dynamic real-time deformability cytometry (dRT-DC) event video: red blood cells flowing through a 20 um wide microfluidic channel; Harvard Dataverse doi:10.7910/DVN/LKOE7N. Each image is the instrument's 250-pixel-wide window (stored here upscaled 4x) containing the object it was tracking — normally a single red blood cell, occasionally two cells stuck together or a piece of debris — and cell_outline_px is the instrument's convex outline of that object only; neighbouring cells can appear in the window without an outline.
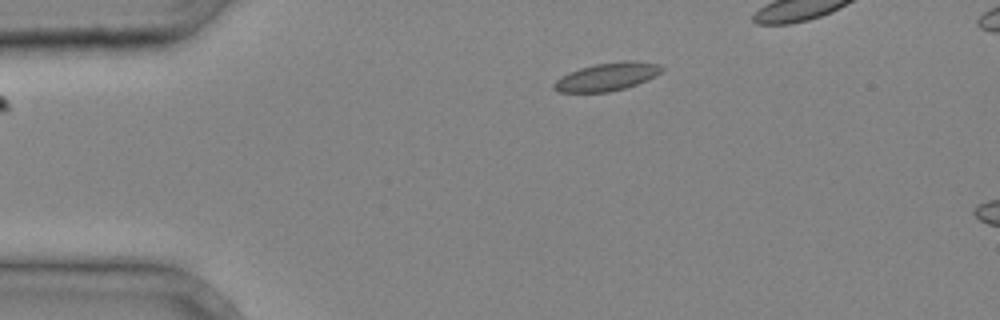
{"species": "common noctule bat (a hibernating species)", "species_latin": "Nyctalus noctula", "temperature_condition": "cold", "stored_images_in_passage": 3, "camera_frame_rate_fps": 3000, "um_per_image_px": 0.085, "animal": {"sex": "male", "body_mass_g": 20.4}, "frame": {"image": 1, "passage_image": 2, "time_ms": 0.333, "image_size_px": [1000, 320], "cell_outline_px": [[664, 68], [656, 76], [648, 80], [624, 88], [608, 92], [560, 92], [552, 88], [552, 84], [560, 76], [568, 72], [580, 68], [596, 64], [624, 60], [632, 60], [660, 64]], "centroid_in_image_um": [51.59, 6.51], "position_along_channel_um": 33.4, "area_um2": 17.69}}